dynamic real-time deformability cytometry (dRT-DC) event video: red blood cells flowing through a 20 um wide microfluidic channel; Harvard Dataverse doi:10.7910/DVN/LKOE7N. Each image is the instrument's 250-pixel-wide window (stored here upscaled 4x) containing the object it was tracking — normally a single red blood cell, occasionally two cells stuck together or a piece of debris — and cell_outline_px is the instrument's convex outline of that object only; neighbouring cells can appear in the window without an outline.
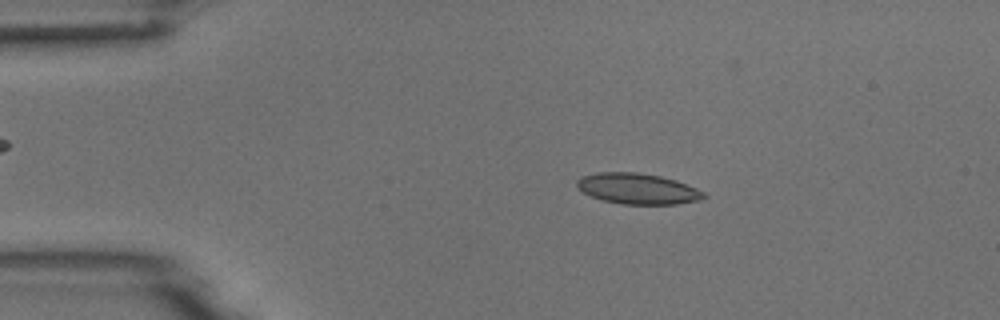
{"species": "common noctule bat (a hibernating species)", "species_latin": "Nyctalus noctula", "temperature_condition": "room temperature", "stored_images_in_passage": 4, "camera_frame_rate_fps": 3000, "um_per_image_px": 0.085, "animal": {"sex": "male", "body_mass_g": 18.8}, "frame": {"image": 1, "passage_image": 3, "time_ms": 2.333, "image_size_px": [1000, 320], "cell_outline_px": [[708, 196], [700, 200], [676, 204], [620, 204], [604, 200], [592, 196], [584, 192], [576, 184], [576, 180], [580, 176], [596, 172], [640, 172], [660, 176], [676, 180], [696, 188], [704, 192]], "centroid_in_image_um": [54.21, 16.03], "position_along_channel_um": 30.8, "area_um2": 22.77}}